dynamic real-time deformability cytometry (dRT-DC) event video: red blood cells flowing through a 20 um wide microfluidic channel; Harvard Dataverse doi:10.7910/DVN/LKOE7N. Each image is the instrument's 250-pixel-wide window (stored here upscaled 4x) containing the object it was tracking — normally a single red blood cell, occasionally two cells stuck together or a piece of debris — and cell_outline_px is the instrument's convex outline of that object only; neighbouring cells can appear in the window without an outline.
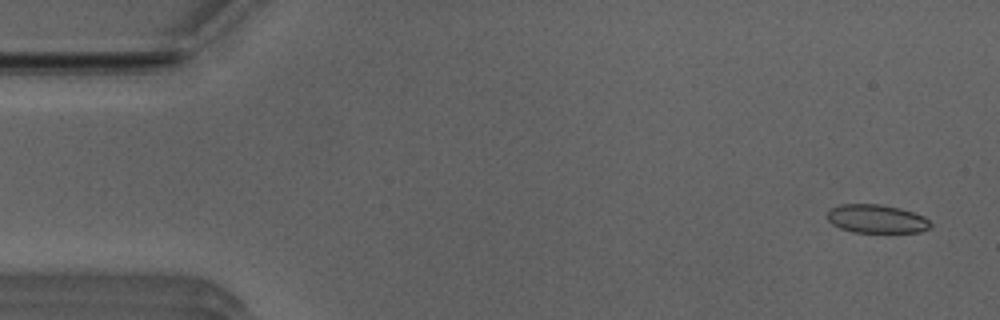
{"species": "Egyptian fruit bat (a non-hibernating species)", "species_latin": "Rousettus aegyptiacus", "temperature_condition": "room temperature", "stored_images_in_passage": 48, "camera_frame_rate_fps": 3000, "um_per_image_px": 0.085, "animal": {"sex": "male"}, "frame": {"image": 1, "passage_image": 1, "time_ms": 0.0, "image_size_px": [1000, 320], "cell_outline_px": [[932, 224], [928, 228], [920, 232], [852, 232], [840, 228], [832, 224], [828, 220], [828, 208], [840, 204], [880, 204], [900, 208], [924, 216]], "centroid_in_image_um": [74.48, 18.59], "position_along_channel_um": 10.5, "area_um2": 17.17}}
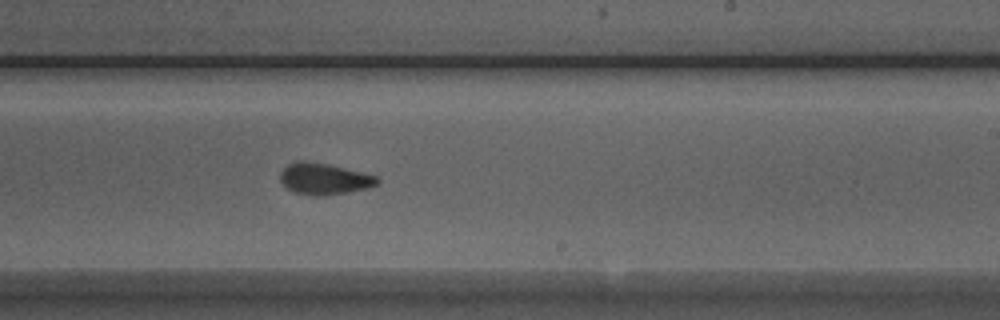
{"frame": {"image": 2, "passage_image": 29, "time_ms": 9.333, "image_size_px": [1000, 320], "cell_outline_px": [[380, 180], [376, 184], [368, 188], [348, 192], [324, 196], [320, 196], [292, 192], [280, 180], [280, 172], [288, 164], [296, 160], [304, 160], [328, 164], [376, 176]], "centroid_in_image_um": [27.52, 15.2], "position_along_channel_um": 261.5, "area_um2": 17.63}}
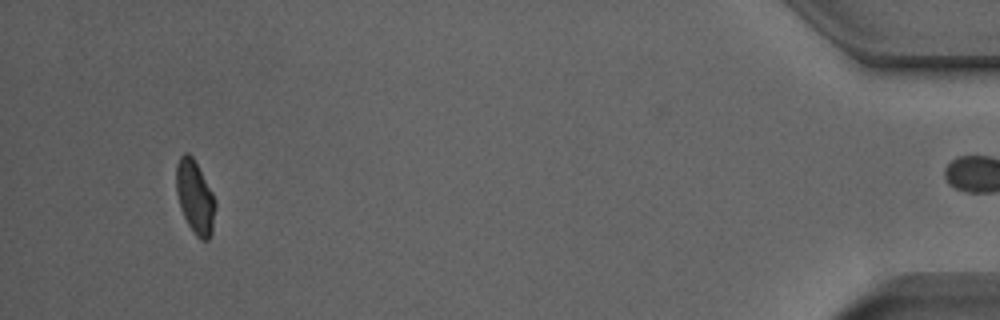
{"frame": {"image": 3, "passage_image": 47, "time_ms": 15.333, "image_size_px": [1000, 320], "cell_outline_px": [[216, 208], [212, 232], [208, 240], [200, 240], [196, 236], [188, 224], [180, 208], [176, 192], [176, 164], [180, 156], [184, 152], [188, 152], [192, 156], [212, 192], [216, 200]], "centroid_in_image_um": [16.58, 16.76], "position_along_channel_um": 418.6, "area_um2": 16.76}, "authors_computed_cell_mechanics": {"area_um2": 17.6001, "velocity_mm_per_s": 3.976, "shape_relaxation_time_tau1_ms": null, "shape_relaxation_time_tau2_ms": 1.433, "deformation_change_tau1": null, "deformation_change_tau2": 0.0705}}